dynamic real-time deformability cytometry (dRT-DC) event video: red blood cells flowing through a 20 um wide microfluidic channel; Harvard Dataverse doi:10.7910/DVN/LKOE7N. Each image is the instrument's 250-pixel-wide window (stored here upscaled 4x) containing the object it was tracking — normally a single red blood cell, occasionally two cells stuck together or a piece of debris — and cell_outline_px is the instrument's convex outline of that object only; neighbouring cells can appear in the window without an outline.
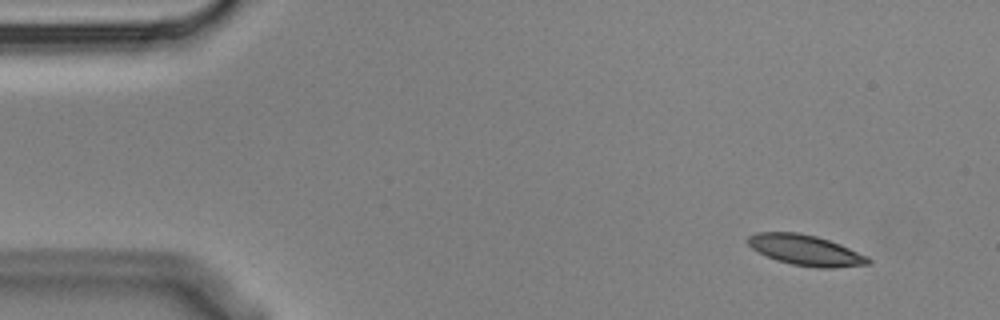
{"species": "Egyptian fruit bat (a non-hibernating species)", "species_latin": "Rousettus aegyptiacus", "temperature_condition": "cold", "stored_images_in_passage": 5, "camera_frame_rate_fps": 3000, "um_per_image_px": 0.085, "animal": {"sex": "male"}, "frame": {"image": 1, "passage_image": 1, "time_ms": 0.0, "image_size_px": [1000, 320], "cell_outline_px": [[872, 264], [832, 268], [816, 268], [792, 264], [776, 260], [752, 248], [748, 244], [748, 236], [756, 232], [796, 232], [816, 236], [840, 244], [868, 256], [872, 260]], "centroid_in_image_um": [68.52, 21.27], "position_along_channel_um": 16.5, "area_um2": 21.39}}